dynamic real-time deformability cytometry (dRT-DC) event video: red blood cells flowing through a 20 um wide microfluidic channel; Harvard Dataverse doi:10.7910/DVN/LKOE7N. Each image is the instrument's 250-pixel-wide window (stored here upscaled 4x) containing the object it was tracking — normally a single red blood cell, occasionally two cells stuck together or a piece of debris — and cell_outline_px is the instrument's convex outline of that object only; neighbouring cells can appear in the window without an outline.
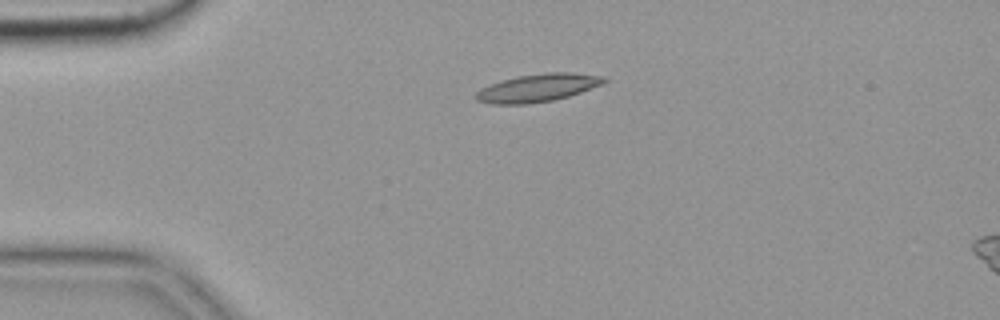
{"species": "common noctule bat (a hibernating species)", "species_latin": "Nyctalus noctula", "temperature_condition": "cold", "stored_images_in_passage": 4, "camera_frame_rate_fps": 3000, "um_per_image_px": 0.085, "animal": {"sex": "female", "body_mass_g": 19.9}, "frame": {"image": 1, "passage_image": 3, "time_ms": 0.667, "image_size_px": [1000, 320], "cell_outline_px": [[608, 80], [604, 84], [568, 96], [552, 100], [528, 104], [492, 104], [476, 100], [476, 92], [480, 88], [488, 84], [500, 80], [516, 76], [544, 72], [572, 72], [608, 76]], "centroid_in_image_um": [45.73, 7.44], "position_along_channel_um": 39.3, "area_um2": 21.15}}